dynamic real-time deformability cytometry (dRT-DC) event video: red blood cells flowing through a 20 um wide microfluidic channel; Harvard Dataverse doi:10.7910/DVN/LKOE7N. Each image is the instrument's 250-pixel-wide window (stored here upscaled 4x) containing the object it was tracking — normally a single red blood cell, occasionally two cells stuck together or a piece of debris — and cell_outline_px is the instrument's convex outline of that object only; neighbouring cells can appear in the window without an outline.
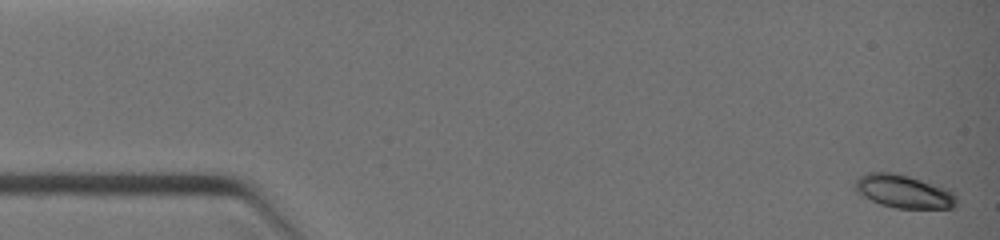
{"species": "common noctule bat (a hibernating species)", "species_latin": "Nyctalus noctula", "temperature_condition": "warm", "stored_images_in_passage": 11, "camera_frame_rate_fps": 3000, "um_per_image_px": 0.085, "animal": {"sex": "female", "body_mass_g": 19.0, "forearm_length_mm": 51.5}, "frame": {"image": 1, "passage_image": 1, "time_ms": 0.0, "image_size_px": [1000, 240], "cell_outline_px": [[956, 204], [952, 208], [896, 208], [880, 204], [856, 192], [856, 180], [860, 176], [868, 172], [892, 172], [940, 184], [952, 188], [956, 196]], "centroid_in_image_um": [76.89, 16.26], "position_along_channel_um": 8.1, "area_um2": 19.83}}
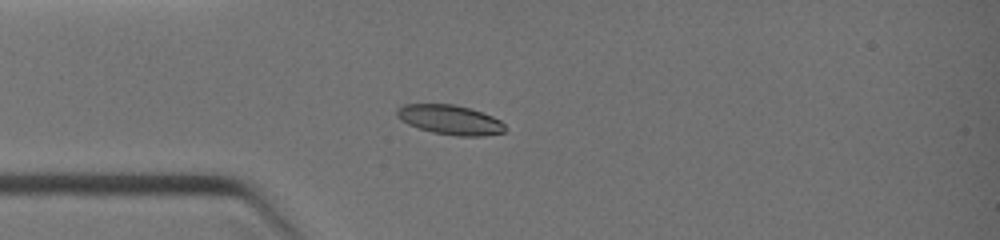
{"frame": {"image": 2, "passage_image": 10, "time_ms": 3.0, "image_size_px": [1000, 240], "cell_outline_px": [[504, 132], [484, 136], [456, 136], [432, 132], [408, 124], [400, 120], [396, 116], [396, 108], [404, 104], [456, 104], [492, 116], [500, 120], [504, 124]], "centroid_in_image_um": [38.22, 10.18], "position_along_channel_um": 46.8, "area_um2": 18.61}}